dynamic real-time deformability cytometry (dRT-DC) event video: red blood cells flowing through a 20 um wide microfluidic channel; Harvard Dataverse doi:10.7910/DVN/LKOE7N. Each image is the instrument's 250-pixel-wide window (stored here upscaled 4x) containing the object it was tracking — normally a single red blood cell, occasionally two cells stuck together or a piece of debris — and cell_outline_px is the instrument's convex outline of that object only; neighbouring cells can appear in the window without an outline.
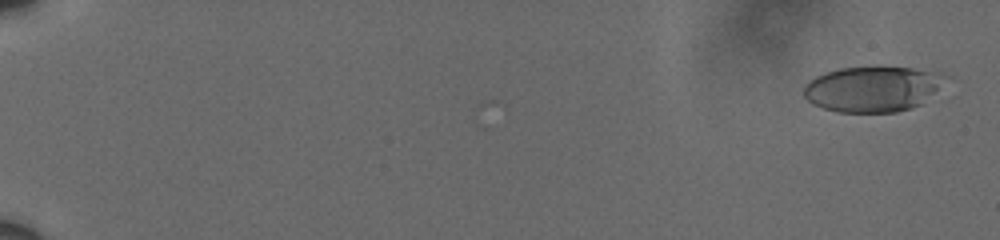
{"species": "human", "species_latin": "Homo sapiens", "temperature_condition": "cold", "stored_images_in_passage": 21, "camera_frame_rate_fps": 3000, "um_per_image_px": 0.085, "donor": {"sex": "male"}, "frame": {"image": 1, "passage_image": 1, "time_ms": 0.0, "image_size_px": [1000, 240], "cell_outline_px": [[952, 76], [920, 104], [912, 108], [896, 112], [836, 112], [812, 104], [804, 96], [804, 84], [816, 76], [840, 68], [880, 64], [912, 68], [940, 72]], "centroid_in_image_um": [74.2, 7.52], "position_along_channel_um": 10.8, "area_um2": 38.38}}
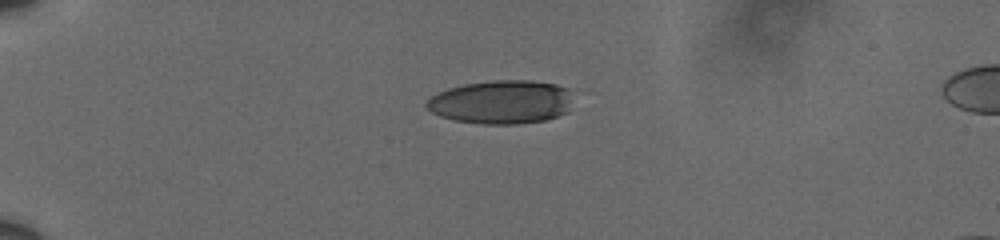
{"frame": {"image": 2, "passage_image": 15, "time_ms": 4.667, "image_size_px": [1000, 240], "cell_outline_px": [[568, 112], [544, 120], [516, 124], [484, 124], [452, 120], [440, 116], [432, 112], [424, 104], [436, 92], [448, 88], [464, 84], [492, 80], [532, 80], [556, 84], [568, 88]], "centroid_in_image_um": [42.56, 8.67], "position_along_channel_um": 42.4, "area_um2": 37.11}}
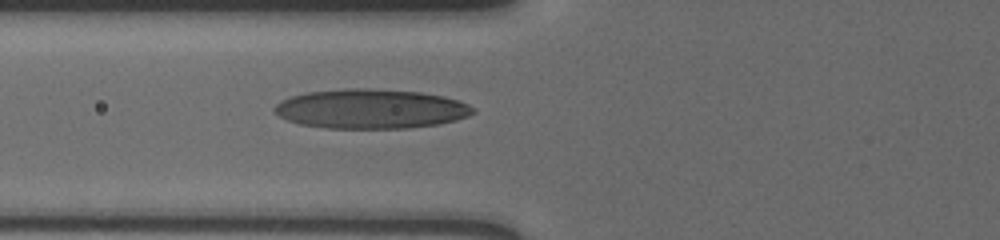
{"frame": {"image": 3, "passage_image": 21, "time_ms": 6.667, "image_size_px": [1000, 240], "cell_outline_px": [[476, 112], [468, 116], [456, 120], [436, 124], [408, 128], [328, 128], [300, 124], [288, 120], [272, 112], [272, 108], [280, 100], [292, 96], [308, 92], [344, 88], [368, 88], [420, 92], [444, 96], [460, 100], [476, 108]], "centroid_in_image_um": [31.53, 9.24], "position_along_channel_um": 94.3, "area_um2": 45.89}}